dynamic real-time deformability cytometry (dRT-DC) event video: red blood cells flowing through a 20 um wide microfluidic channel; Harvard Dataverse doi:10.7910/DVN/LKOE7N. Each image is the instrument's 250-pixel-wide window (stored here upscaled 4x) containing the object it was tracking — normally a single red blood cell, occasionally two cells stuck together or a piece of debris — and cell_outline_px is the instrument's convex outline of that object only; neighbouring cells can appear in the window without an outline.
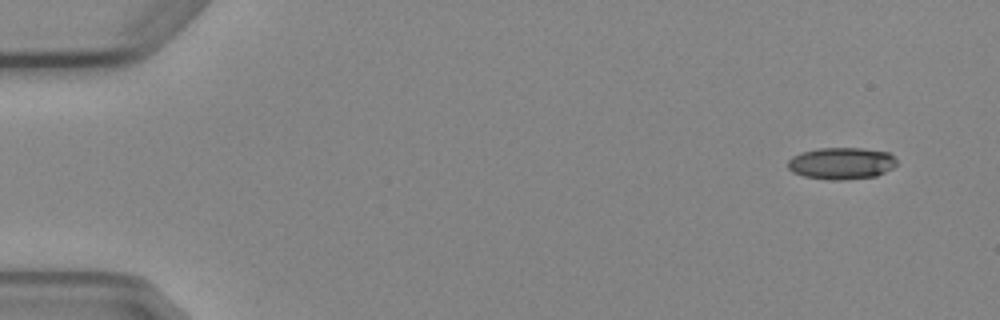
{"species": "Egyptian fruit bat (a non-hibernating species)", "species_latin": "Rousettus aegyptiacus", "temperature_condition": "cold", "stored_images_in_passage": 5, "camera_frame_rate_fps": 3000, "um_per_image_px": 0.085, "animal": {"sex": "female"}, "frame": {"image": 1, "passage_image": 1, "time_ms": 0.0, "image_size_px": [1000, 320], "cell_outline_px": [[896, 164], [892, 168], [876, 176], [844, 180], [828, 180], [804, 176], [792, 172], [788, 168], [788, 160], [792, 156], [800, 152], [816, 148], [860, 148], [888, 152], [896, 160]], "centroid_in_image_um": [71.48, 13.88], "position_along_channel_um": 13.5, "area_um2": 20.29}}